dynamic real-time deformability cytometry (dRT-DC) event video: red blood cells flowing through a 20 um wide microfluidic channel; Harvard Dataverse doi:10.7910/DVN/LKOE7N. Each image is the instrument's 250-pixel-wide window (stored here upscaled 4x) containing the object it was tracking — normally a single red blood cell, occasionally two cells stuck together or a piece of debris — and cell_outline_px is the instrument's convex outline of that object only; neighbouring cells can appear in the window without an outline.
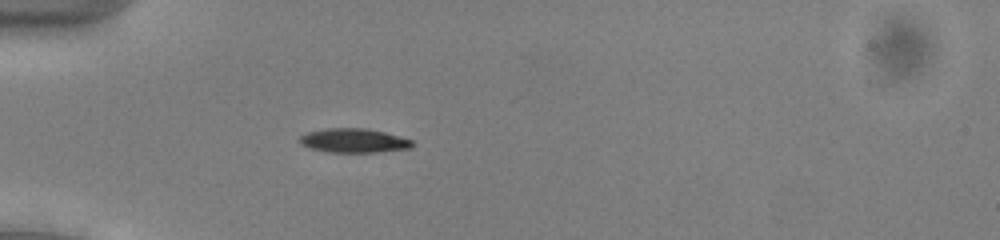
{"species": "common noctule bat (a hibernating species)", "species_latin": "Nyctalus noctula", "temperature_condition": "cold", "stored_images_in_passage": 40, "camera_frame_rate_fps": 3000, "um_per_image_px": 0.085, "animal": {"sex": "male", "body_mass_g": 13.0, "forearm_length_mm": 53.1}, "frame": {"image": 1, "passage_image": 3, "time_ms": 0.667, "image_size_px": [1000, 240], "cell_outline_px": [[412, 148], [376, 152], [332, 152], [312, 148], [300, 144], [300, 136], [308, 132], [328, 128], [364, 128], [384, 132], [400, 136], [412, 140]], "centroid_in_image_um": [30.09, 11.94], "position_along_channel_um": 54.9, "area_um2": 15.61}}
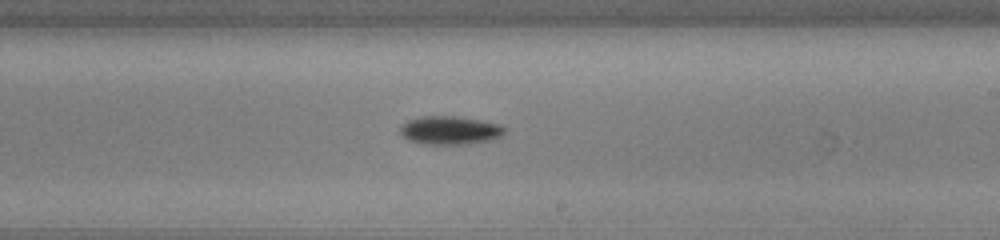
{"frame": {"image": 2, "passage_image": 19, "time_ms": 6.0, "image_size_px": [1000, 240], "cell_outline_px": [[504, 132], [500, 136], [492, 140], [464, 144], [424, 144], [408, 140], [400, 136], [400, 128], [408, 120], [424, 116], [456, 116], [484, 120], [500, 124], [504, 128]], "centroid_in_image_um": [38.24, 11.07], "position_along_channel_um": 250.8, "area_um2": 17.34}}
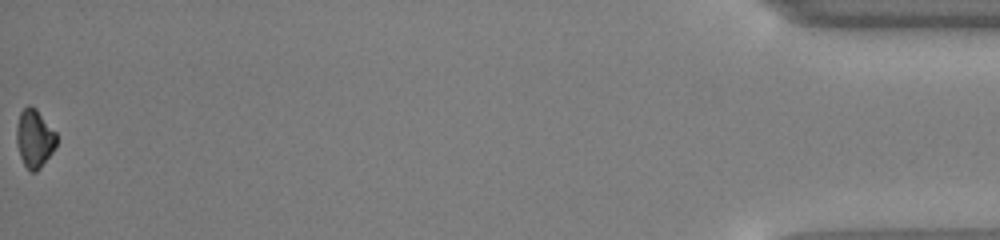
{"frame": {"image": 3, "passage_image": 40, "time_ms": 13.0, "image_size_px": [1000, 240], "cell_outline_px": [[56, 148], [40, 168], [36, 172], [32, 172], [24, 164], [20, 156], [16, 144], [16, 124], [20, 112], [28, 104], [36, 108], [56, 132]], "centroid_in_image_um": [2.92, 11.75], "position_along_channel_um": 432.3, "area_um2": 13.7}, "authors_computed_cell_mechanics": {"area_um2": 15.8372, "velocity_mm_per_s": 3.9201, "shape_relaxation_time_tau1_ms": 2.1246, "shape_relaxation_time_tau2_ms": null, "deformation_change_tau1": 0.0982, "deformation_change_tau2": null}}